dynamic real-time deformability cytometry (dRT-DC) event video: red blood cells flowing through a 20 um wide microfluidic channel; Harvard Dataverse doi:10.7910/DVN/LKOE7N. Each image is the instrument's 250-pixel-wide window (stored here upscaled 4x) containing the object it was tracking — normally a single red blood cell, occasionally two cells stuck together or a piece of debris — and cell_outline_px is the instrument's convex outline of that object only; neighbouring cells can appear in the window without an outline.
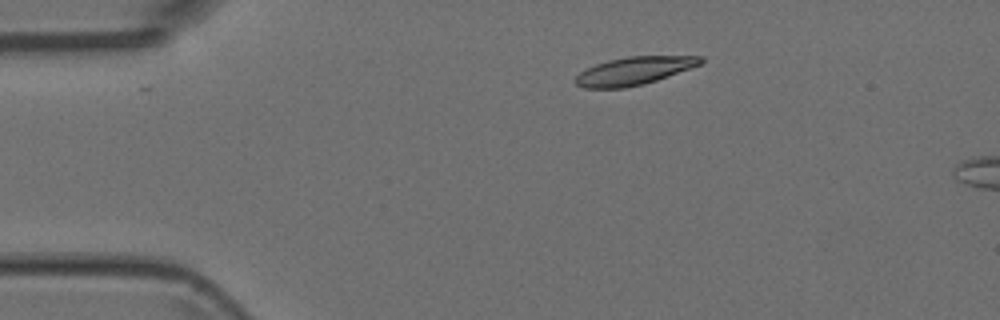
{"species": "Egyptian fruit bat (a non-hibernating species)", "species_latin": "Rousettus aegyptiacus", "temperature_condition": "room temperature", "stored_images_in_passage": 5, "camera_frame_rate_fps": 3000, "um_per_image_px": 0.085, "animal": {"sex": "female"}, "frame": {"image": 1, "passage_image": 5, "time_ms": 1.333, "image_size_px": [1000, 320], "cell_outline_px": [[704, 60], [700, 64], [656, 80], [644, 84], [624, 88], [584, 88], [576, 84], [572, 80], [580, 72], [596, 64], [608, 60], [628, 56], [704, 56]], "centroid_in_image_um": [53.85, 6.02], "position_along_channel_um": 31.1, "area_um2": 20.23}}